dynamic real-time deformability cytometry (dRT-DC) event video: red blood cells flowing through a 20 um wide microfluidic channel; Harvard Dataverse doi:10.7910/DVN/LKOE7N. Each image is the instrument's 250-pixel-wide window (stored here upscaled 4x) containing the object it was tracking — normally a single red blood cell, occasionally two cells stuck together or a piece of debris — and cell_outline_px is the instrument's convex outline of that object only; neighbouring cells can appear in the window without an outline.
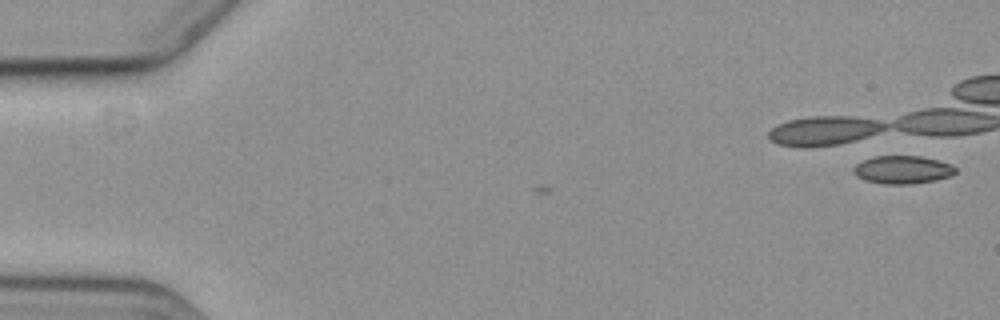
{"species": "common noctule bat (a hibernating species)", "species_latin": "Nyctalus noctula", "temperature_condition": "cold", "stored_images_in_passage": 3, "camera_frame_rate_fps": 3000, "um_per_image_px": 0.085, "animal": {"sex": "female", "body_mass_g": 19.3, "forearm_length_mm": 54.1}, "frame": {"image": 1, "passage_image": 1, "time_ms": 0.0, "image_size_px": [1000, 320], "cell_outline_px": [[956, 172], [952, 176], [936, 180], [912, 184], [884, 184], [864, 180], [856, 176], [852, 168], [856, 164], [872, 156], [920, 156], [936, 160], [948, 164], [956, 168]], "centroid_in_image_um": [76.69, 14.43], "position_along_channel_um": 8.3, "area_um2": 16.65}}